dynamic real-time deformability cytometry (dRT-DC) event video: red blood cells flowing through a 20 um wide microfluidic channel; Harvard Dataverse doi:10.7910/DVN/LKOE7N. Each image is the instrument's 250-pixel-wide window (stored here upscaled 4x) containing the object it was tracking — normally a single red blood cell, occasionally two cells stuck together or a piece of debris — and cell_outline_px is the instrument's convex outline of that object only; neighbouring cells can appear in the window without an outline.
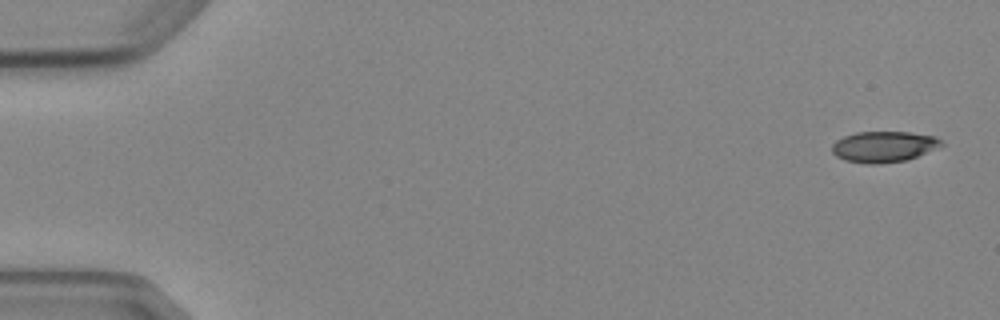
{"species": "Egyptian fruit bat (a non-hibernating species)", "species_latin": "Rousettus aegyptiacus", "temperature_condition": "cold", "stored_images_in_passage": 5, "camera_frame_rate_fps": 3000, "um_per_image_px": 0.085, "animal": {"sex": "female"}, "frame": {"image": 1, "passage_image": 1, "time_ms": 0.0, "image_size_px": [1000, 320], "cell_outline_px": [[944, 144], [936, 148], [908, 160], [880, 164], [864, 164], [844, 160], [836, 156], [832, 152], [832, 144], [836, 140], [844, 136], [856, 132], [908, 132], [936, 136]], "centroid_in_image_um": [75.09, 12.47], "position_along_channel_um": 9.9, "area_um2": 19.83}}
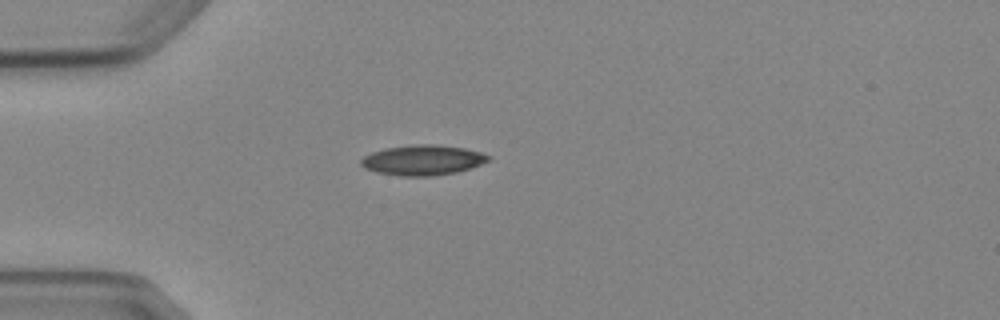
{"frame": {"image": 2, "passage_image": 5, "time_ms": 4.333, "image_size_px": [1000, 320], "cell_outline_px": [[492, 160], [456, 172], [432, 176], [400, 176], [376, 172], [364, 168], [360, 164], [360, 160], [364, 156], [372, 152], [384, 148], [416, 144], [432, 144], [464, 148], [480, 152], [492, 156]], "centroid_in_image_um": [35.92, 13.61], "position_along_channel_um": 49.1, "area_um2": 22.43}}